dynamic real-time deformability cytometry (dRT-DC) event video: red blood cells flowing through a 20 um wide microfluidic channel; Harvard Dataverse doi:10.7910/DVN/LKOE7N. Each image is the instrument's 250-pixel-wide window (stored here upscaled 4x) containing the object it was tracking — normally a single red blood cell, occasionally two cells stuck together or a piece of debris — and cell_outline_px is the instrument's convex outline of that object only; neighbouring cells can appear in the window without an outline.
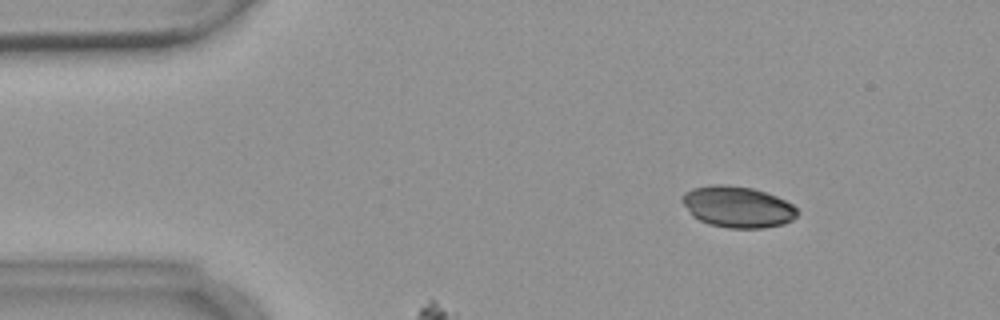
{"species": "common noctule bat (a hibernating species)", "species_latin": "Nyctalus noctula", "temperature_condition": "warm", "stored_images_in_passage": 13, "camera_frame_rate_fps": 3000, "um_per_image_px": 0.085, "animal": {"sex": "female", "body_mass_g": 18.4}, "frame": {"image": 1, "passage_image": 2, "time_ms": 1.667, "image_size_px": [1000, 320], "cell_outline_px": [[796, 216], [792, 220], [784, 224], [764, 228], [728, 228], [708, 224], [692, 216], [680, 200], [680, 196], [684, 192], [692, 188], [712, 184], [724, 184], [752, 188], [776, 196], [792, 204], [796, 208]], "centroid_in_image_um": [62.64, 17.58], "position_along_channel_um": 22.4, "area_um2": 27.8}}
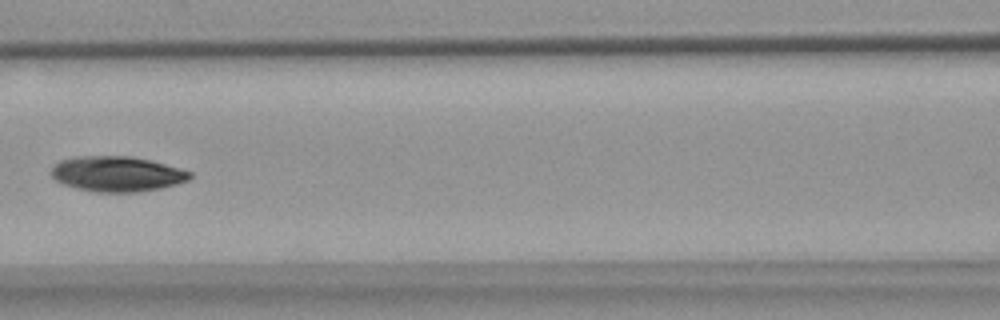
{"frame": {"image": 2, "passage_image": 6, "time_ms": 7.333, "image_size_px": [1000, 320], "cell_outline_px": [[192, 176], [188, 180], [176, 184], [160, 188], [136, 192], [96, 192], [76, 188], [64, 184], [56, 180], [48, 172], [60, 160], [76, 156], [132, 156], [180, 168], [192, 172]], "centroid_in_image_um": [9.92, 14.78], "position_along_channel_um": 156.7, "area_um2": 28.44}}
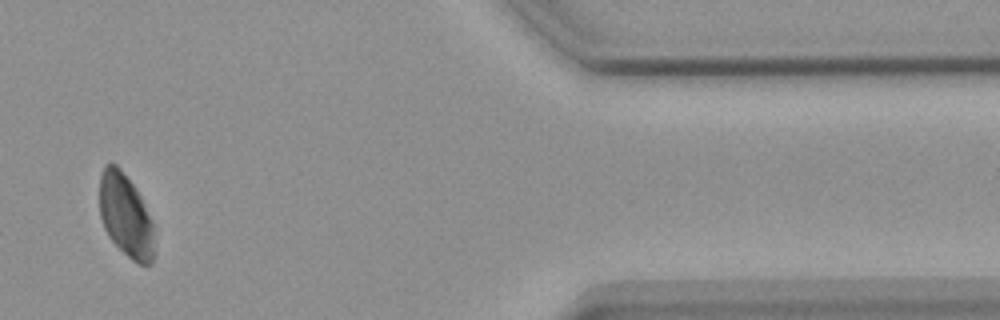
{"frame": {"image": 3, "passage_image": 12, "time_ms": 15.333, "image_size_px": [1000, 320], "cell_outline_px": [[152, 264], [140, 264], [132, 260], [108, 236], [104, 228], [100, 216], [100, 176], [104, 164], [116, 164], [120, 168], [136, 188], [152, 220]], "centroid_in_image_um": [10.65, 18.28], "position_along_channel_um": 400.7, "area_um2": 26.07}, "authors_computed_cell_mechanics": {"area_um2": 28.322, "velocity_mm_per_s": 3.6295, "shape_relaxation_time_tau1_ms": null, "shape_relaxation_time_tau2_ms": 3.4917, "deformation_change_tau1": null, "deformation_change_tau2": 0.0594}}